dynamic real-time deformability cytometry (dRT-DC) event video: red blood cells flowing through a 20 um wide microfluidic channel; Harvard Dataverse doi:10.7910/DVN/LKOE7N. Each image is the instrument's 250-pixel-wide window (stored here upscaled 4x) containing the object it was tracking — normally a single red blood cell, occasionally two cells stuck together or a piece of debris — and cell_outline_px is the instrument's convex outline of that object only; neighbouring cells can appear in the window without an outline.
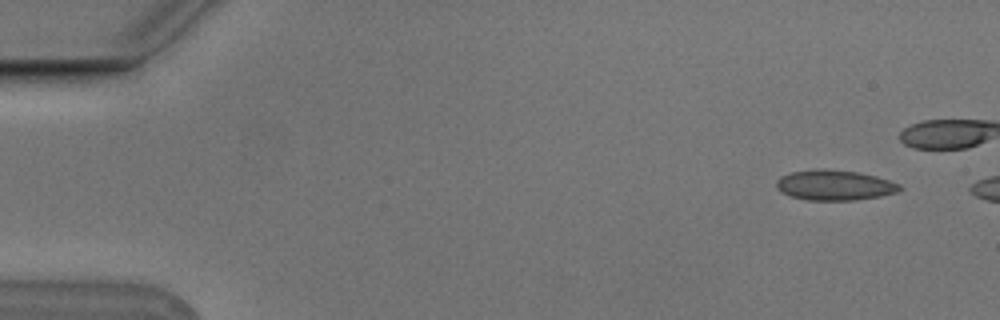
{"species": "Egyptian fruit bat (a non-hibernating species)", "species_latin": "Rousettus aegyptiacus", "temperature_condition": "cold", "stored_images_in_passage": 3, "camera_frame_rate_fps": 3000, "um_per_image_px": 0.085, "animal": {"sex": "male"}, "frame": {"image": 1, "passage_image": 1, "time_ms": 0.0, "image_size_px": [1000, 320], "cell_outline_px": [[904, 188], [896, 192], [880, 196], [856, 200], [808, 200], [788, 196], [780, 192], [776, 188], [776, 180], [780, 176], [792, 172], [812, 168], [816, 168], [856, 172], [876, 176], [900, 184]], "centroid_in_image_um": [70.89, 15.74], "position_along_channel_um": 14.1, "area_um2": 21.91}}